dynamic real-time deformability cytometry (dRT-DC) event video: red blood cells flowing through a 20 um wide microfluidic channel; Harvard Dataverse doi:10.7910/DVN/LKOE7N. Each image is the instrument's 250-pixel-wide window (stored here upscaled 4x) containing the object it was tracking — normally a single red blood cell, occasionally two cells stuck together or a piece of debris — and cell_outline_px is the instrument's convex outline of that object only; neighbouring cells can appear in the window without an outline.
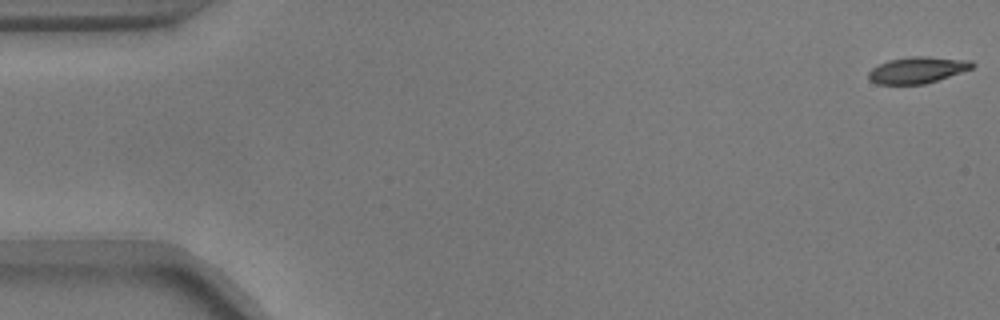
{"species": "common noctule bat (a hibernating species)", "species_latin": "Nyctalus noctula", "temperature_condition": "warm", "stored_images_in_passage": 54, "camera_frame_rate_fps": 3000, "um_per_image_px": 0.085, "animal": {"sex": "male", "body_mass_g": 17.9}, "frame": {"image": 1, "passage_image": 1, "time_ms": 0.0, "image_size_px": [1000, 320], "cell_outline_px": [[976, 64], [972, 68], [924, 84], [876, 84], [868, 80], [868, 72], [872, 68], [888, 60], [912, 56], [924, 56], [972, 60]], "centroid_in_image_um": [77.95, 5.94], "position_along_channel_um": 7.0, "area_um2": 15.9}}
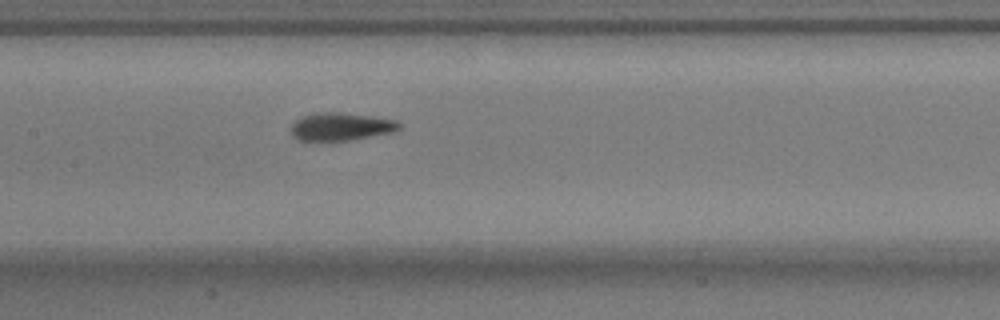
{"frame": {"image": 2, "passage_image": 26, "time_ms": 8.333, "image_size_px": [1000, 320], "cell_outline_px": [[400, 128], [396, 132], [352, 140], [320, 144], [296, 140], [292, 136], [292, 124], [300, 116], [320, 112], [340, 112], [372, 116], [396, 120], [400, 124]], "centroid_in_image_um": [28.93, 10.81], "position_along_channel_um": 178.5, "area_um2": 18.5}}
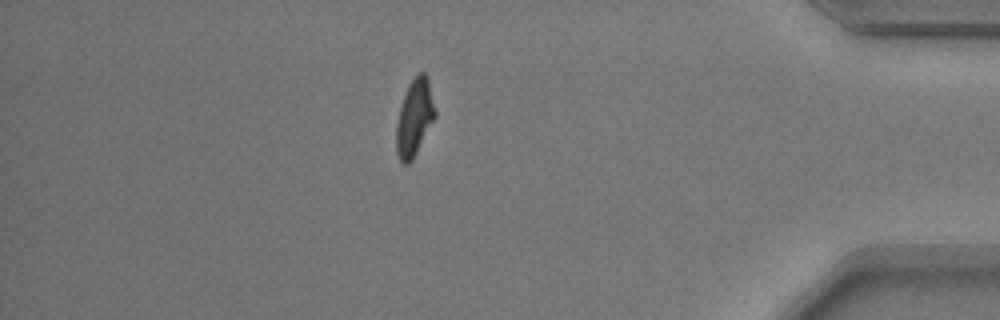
{"frame": {"image": 3, "passage_image": 47, "time_ms": 15.333, "image_size_px": [1000, 320], "cell_outline_px": [[436, 116], [412, 160], [408, 164], [404, 164], [400, 160], [396, 152], [396, 124], [400, 108], [408, 84], [420, 72], [424, 72], [428, 76], [436, 112]], "centroid_in_image_um": [35.23, 9.99], "position_along_channel_um": 400.0, "area_um2": 17.22}, "authors_computed_cell_mechanics": {"area_um2": 17.051, "velocity_mm_per_s": 3.7265, "shape_relaxation_time_tau1_ms": 2.3289, "shape_relaxation_time_tau2_ms": 1.5461, "deformation_change_tau1": 0.1679, "deformation_change_tau2": 0.0918}}